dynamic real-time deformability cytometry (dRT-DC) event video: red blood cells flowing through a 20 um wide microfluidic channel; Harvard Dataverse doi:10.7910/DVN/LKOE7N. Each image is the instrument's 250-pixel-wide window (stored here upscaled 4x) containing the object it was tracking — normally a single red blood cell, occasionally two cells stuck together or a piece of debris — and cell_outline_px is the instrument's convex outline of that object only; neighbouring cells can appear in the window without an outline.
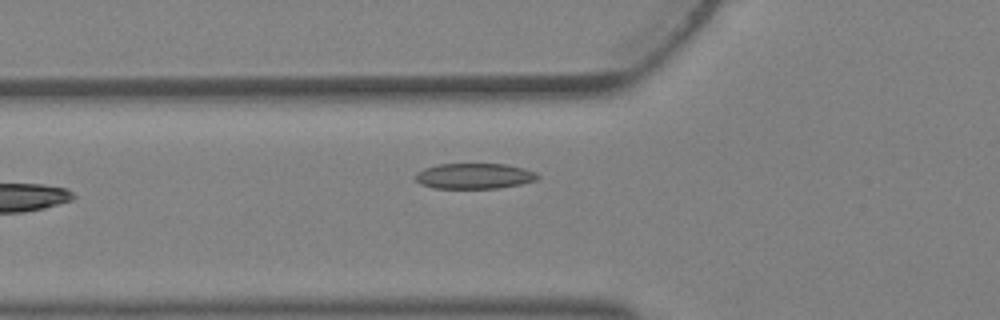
{"species": "Egyptian fruit bat (a non-hibernating species)", "species_latin": "Rousettus aegyptiacus", "temperature_condition": "warm", "stored_images_in_passage": 6, "camera_frame_rate_fps": 3000, "um_per_image_px": 0.085, "animal": {"sex": "female"}, "frame": {"image": 1, "passage_image": 6, "time_ms": 1.667, "image_size_px": [1000, 320], "cell_outline_px": [[540, 176], [536, 180], [520, 184], [500, 188], [432, 188], [420, 184], [416, 180], [416, 172], [424, 168], [440, 164], [508, 164], [524, 168], [536, 172]], "centroid_in_image_um": [40.32, 14.96], "position_along_channel_um": 85.5, "area_um2": 18.26}}